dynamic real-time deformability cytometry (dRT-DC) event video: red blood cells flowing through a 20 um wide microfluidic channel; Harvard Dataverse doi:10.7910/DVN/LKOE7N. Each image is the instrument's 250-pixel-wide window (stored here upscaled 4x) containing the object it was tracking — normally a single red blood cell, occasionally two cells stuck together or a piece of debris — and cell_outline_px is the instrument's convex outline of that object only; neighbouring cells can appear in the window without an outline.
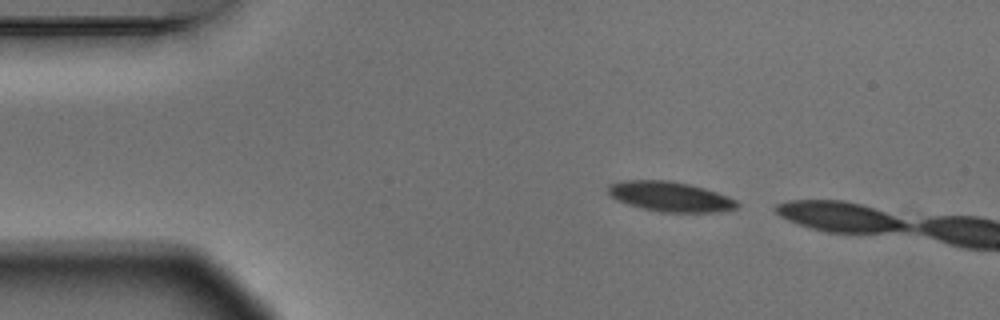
{"species": "Egyptian fruit bat (a non-hibernating species)", "species_latin": "Rousettus aegyptiacus", "temperature_condition": "warm", "stored_images_in_passage": 2, "camera_frame_rate_fps": 3000, "um_per_image_px": 0.085, "animal": {"sex": "male"}, "frame": {"image": 1, "passage_image": 1, "time_ms": 0.0, "image_size_px": [1000, 320], "cell_outline_px": [[740, 204], [736, 208], [720, 212], [660, 212], [628, 204], [612, 196], [608, 192], [608, 184], [620, 180], [672, 180], [704, 188], [728, 196], [736, 200]], "centroid_in_image_um": [56.98, 16.7], "position_along_channel_um": 28.0, "area_um2": 22.43}}